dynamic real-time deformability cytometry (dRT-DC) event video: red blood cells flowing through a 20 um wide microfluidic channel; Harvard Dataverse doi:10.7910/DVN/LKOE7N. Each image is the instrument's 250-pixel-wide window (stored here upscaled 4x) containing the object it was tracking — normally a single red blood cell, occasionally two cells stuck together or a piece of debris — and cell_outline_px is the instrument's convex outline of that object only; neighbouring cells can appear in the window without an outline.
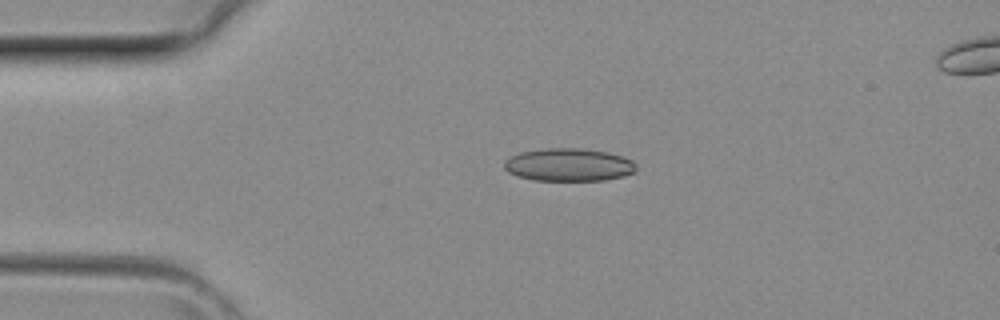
{"species": "common noctule bat (a hibernating species)", "species_latin": "Nyctalus noctula", "temperature_condition": "room temperature", "stored_images_in_passage": 3, "camera_frame_rate_fps": 3000, "um_per_image_px": 0.085, "animal": {"sex": "female", "body_mass_g": 29.2, "forearm_length_mm": 56.3}, "frame": {"image": 1, "passage_image": 2, "time_ms": 0.333, "image_size_px": [1000, 320], "cell_outline_px": [[636, 172], [624, 176], [604, 180], [532, 180], [516, 176], [508, 172], [504, 168], [504, 160], [508, 156], [520, 152], [544, 148], [580, 148], [608, 152], [624, 156], [632, 160], [636, 164]], "centroid_in_image_um": [48.33, 14.0], "position_along_channel_um": 36.7, "area_um2": 25.61}}
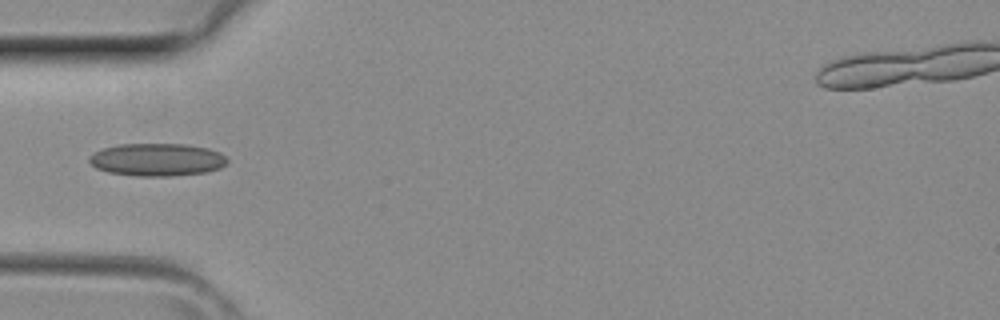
{"frame": {"image": 2, "passage_image": 3, "time_ms": 0.667, "image_size_px": [1000, 320], "cell_outline_px": [[228, 164], [220, 168], [208, 172], [168, 176], [136, 176], [108, 172], [96, 168], [88, 160], [88, 156], [92, 152], [100, 148], [120, 144], [184, 144], [208, 148], [220, 152], [228, 160]], "centroid_in_image_um": [13.33, 13.57], "position_along_channel_um": 71.7, "area_um2": 26.59}}